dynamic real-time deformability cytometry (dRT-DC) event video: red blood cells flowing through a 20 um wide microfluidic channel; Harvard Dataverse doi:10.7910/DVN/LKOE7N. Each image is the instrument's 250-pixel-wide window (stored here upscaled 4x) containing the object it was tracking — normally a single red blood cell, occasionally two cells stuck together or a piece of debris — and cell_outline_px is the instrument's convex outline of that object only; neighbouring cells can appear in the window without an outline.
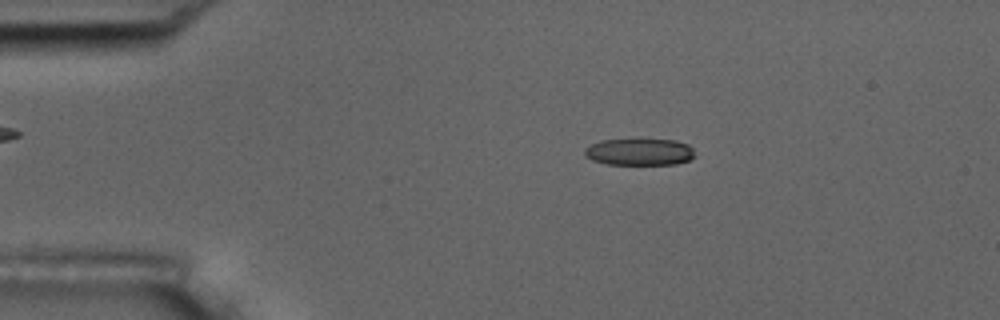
{"species": "common noctule bat (a hibernating species)", "species_latin": "Nyctalus noctula", "temperature_condition": "room temperature", "stored_images_in_passage": 5, "camera_frame_rate_fps": 3000, "um_per_image_px": 0.085, "animal": {"sex": "male", "body_mass_g": 17.5, "forearm_length_mm": 52.3}, "frame": {"image": 1, "passage_image": 3, "time_ms": 2.333, "image_size_px": [1000, 320], "cell_outline_px": [[696, 156], [692, 160], [676, 164], [604, 164], [592, 160], [584, 156], [584, 148], [600, 140], [676, 140], [688, 144], [692, 148]], "centroid_in_image_um": [54.37, 12.92], "position_along_channel_um": 30.6, "area_um2": 17.34}}